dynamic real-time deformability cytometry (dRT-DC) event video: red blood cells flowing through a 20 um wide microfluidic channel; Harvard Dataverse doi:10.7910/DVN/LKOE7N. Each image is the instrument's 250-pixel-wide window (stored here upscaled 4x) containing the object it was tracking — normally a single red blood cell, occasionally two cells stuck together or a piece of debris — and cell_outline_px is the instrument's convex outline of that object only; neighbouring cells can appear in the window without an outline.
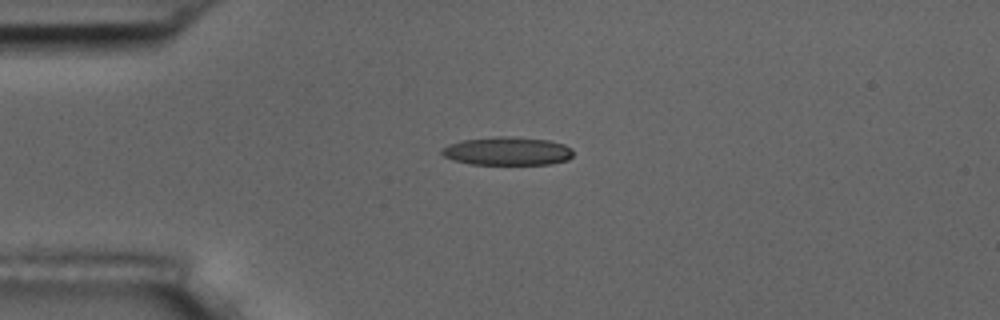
{"species": "common noctule bat (a hibernating species)", "species_latin": "Nyctalus noctula", "temperature_condition": "room temperature", "stored_images_in_passage": 7, "camera_frame_rate_fps": 3000, "um_per_image_px": 0.085, "animal": {"sex": "male", "body_mass_g": 17.5, "forearm_length_mm": 52.3}, "frame": {"image": 1, "passage_image": 1, "time_ms": 0.0, "image_size_px": [1000, 320], "cell_outline_px": [[572, 156], [568, 160], [552, 164], [468, 164], [452, 160], [444, 156], [440, 152], [440, 148], [448, 144], [460, 140], [496, 136], [504, 136], [548, 140], [564, 144], [572, 148]], "centroid_in_image_um": [43.08, 12.84], "position_along_channel_um": 41.9, "area_um2": 21.91}}
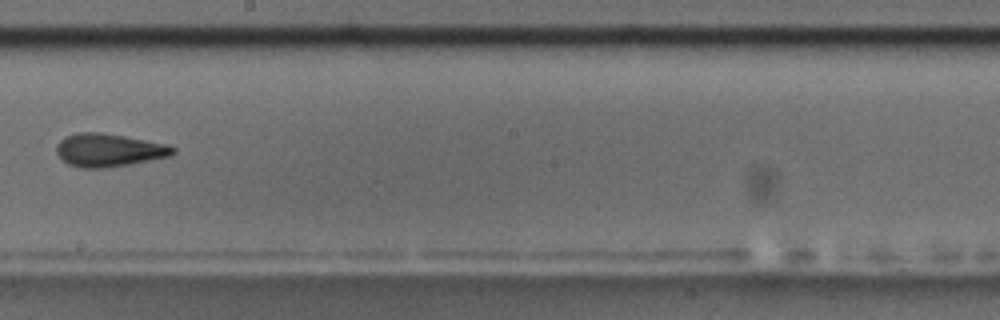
{"frame": {"image": 2, "passage_image": 6, "time_ms": 6.0, "image_size_px": [1000, 320], "cell_outline_px": [[176, 152], [172, 156], [132, 164], [104, 168], [80, 168], [68, 164], [56, 152], [56, 144], [64, 136], [76, 132], [100, 132], [124, 136], [164, 144], [176, 148]], "centroid_in_image_um": [9.24, 12.76], "position_along_channel_um": 239.0, "area_um2": 22.54}}
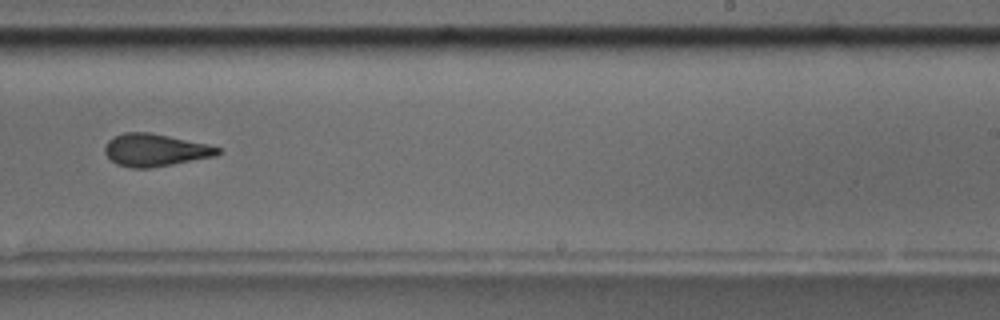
{"frame": {"image": 3, "passage_image": 7, "time_ms": 7.0, "image_size_px": [1000, 320], "cell_outline_px": [[220, 152], [216, 156], [172, 164], [148, 168], [132, 168], [116, 164], [104, 152], [104, 144], [112, 136], [124, 132], [148, 132], [208, 144], [220, 148]], "centroid_in_image_um": [13.15, 12.75], "position_along_channel_um": 275.9, "area_um2": 21.33}}